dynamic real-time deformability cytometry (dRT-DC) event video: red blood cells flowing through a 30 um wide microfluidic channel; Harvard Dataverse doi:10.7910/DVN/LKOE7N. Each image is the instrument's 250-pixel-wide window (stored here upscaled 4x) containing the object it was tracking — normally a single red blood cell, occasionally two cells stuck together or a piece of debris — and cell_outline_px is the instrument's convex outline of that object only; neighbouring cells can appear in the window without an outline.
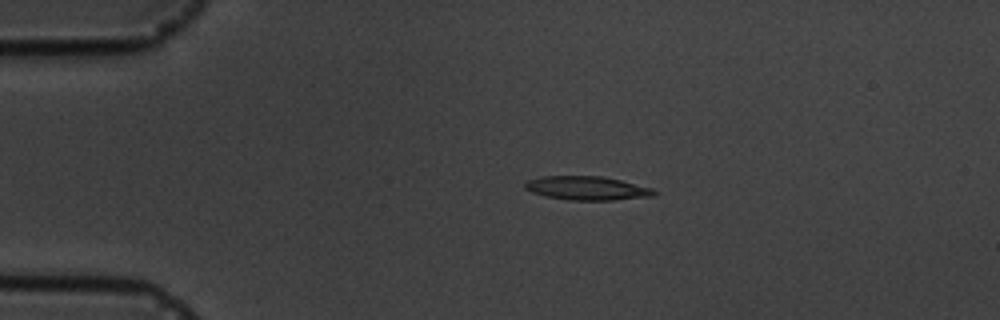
{"species": "common noctule bat (a hibernating species)", "species_latin": "Nyctalus noctula", "temperature_condition": "cold", "stored_images_in_passage": 3, "camera_frame_rate_fps": 3000, "um_per_image_px": 0.085, "animal": {"sex": "male", "body_mass_g": 19.5, "forearm_length_mm": 54.6}, "frame": {"image": 1, "passage_image": 2, "time_ms": 2.0, "image_size_px": [1000, 320], "cell_outline_px": [[656, 192], [652, 196], [612, 200], [568, 200], [548, 196], [532, 192], [524, 188], [524, 184], [528, 180], [544, 176], [604, 176], [652, 188]], "centroid_in_image_um": [49.88, 15.99], "position_along_channel_um": 35.1, "area_um2": 17.69}}